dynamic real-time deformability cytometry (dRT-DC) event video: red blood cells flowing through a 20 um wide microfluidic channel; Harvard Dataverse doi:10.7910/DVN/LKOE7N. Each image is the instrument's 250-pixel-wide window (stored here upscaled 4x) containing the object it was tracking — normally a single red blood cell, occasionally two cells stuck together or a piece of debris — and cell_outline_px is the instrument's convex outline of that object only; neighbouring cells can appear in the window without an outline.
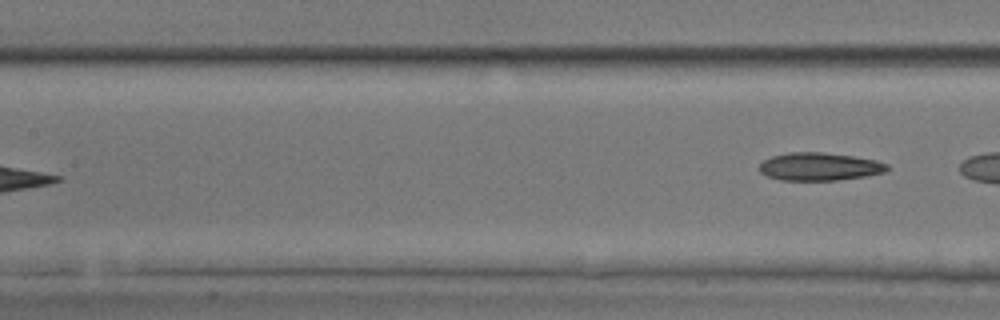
{"species": "common noctule bat (a hibernating species)", "species_latin": "Nyctalus noctula", "temperature_condition": "room temperature", "stored_images_in_passage": 7, "segment_of_instrument_passage": [2, 2], "camera_frame_rate_fps": 3000, "um_per_image_px": 0.085, "animal": {"sex": "male", "body_mass_g": 17.9, "forearm_length_mm": 54.2}, "frame": {"image": 1, "passage_image": 7, "time_ms": 8.0, "image_size_px": [1000, 320], "cell_outline_px": [[892, 168], [884, 172], [864, 176], [836, 180], [780, 180], [768, 176], [760, 172], [760, 164], [764, 160], [772, 156], [788, 152], [824, 152], [852, 156], [876, 160], [888, 164]], "centroid_in_image_um": [69.67, 14.15], "position_along_channel_um": 137.7, "area_um2": 20.75}}